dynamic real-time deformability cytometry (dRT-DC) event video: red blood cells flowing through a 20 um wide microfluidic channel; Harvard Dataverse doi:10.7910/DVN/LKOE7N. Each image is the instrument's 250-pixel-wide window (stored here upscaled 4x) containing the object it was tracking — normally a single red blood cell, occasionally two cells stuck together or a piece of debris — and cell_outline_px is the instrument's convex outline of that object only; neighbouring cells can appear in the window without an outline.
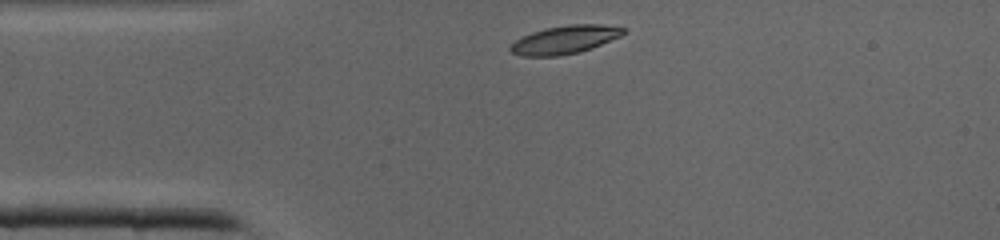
{"species": "common noctule bat (a hibernating species)", "species_latin": "Nyctalus noctula", "temperature_condition": "cold", "stored_images_in_passage": 27, "camera_frame_rate_fps": 3000, "um_per_image_px": 0.085, "animal": {"sex": "male", "body_mass_g": 19.0, "forearm_length_mm": 50.8}, "frame": {"image": 1, "passage_image": 1, "time_ms": 0.0, "image_size_px": [1000, 240], "cell_outline_px": [[628, 32], [620, 36], [592, 48], [580, 52], [560, 56], [524, 56], [512, 52], [508, 48], [516, 40], [532, 32], [544, 28], [568, 24], [600, 24], [628, 28]], "centroid_in_image_um": [48.06, 3.36], "position_along_channel_um": 36.9, "area_um2": 18.67}}
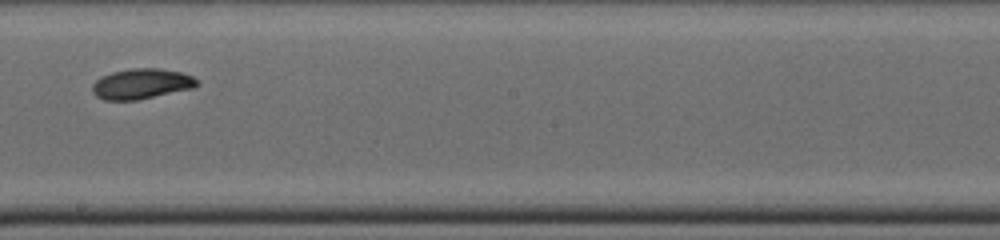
{"frame": {"image": 2, "passage_image": 15, "time_ms": 4.667, "image_size_px": [1000, 240], "cell_outline_px": [[200, 84], [192, 88], [136, 100], [104, 100], [96, 96], [92, 92], [92, 84], [100, 76], [112, 72], [132, 68], [160, 68], [180, 72], [192, 76]], "centroid_in_image_um": [11.98, 7.12], "position_along_channel_um": 236.2, "area_um2": 18.44}}
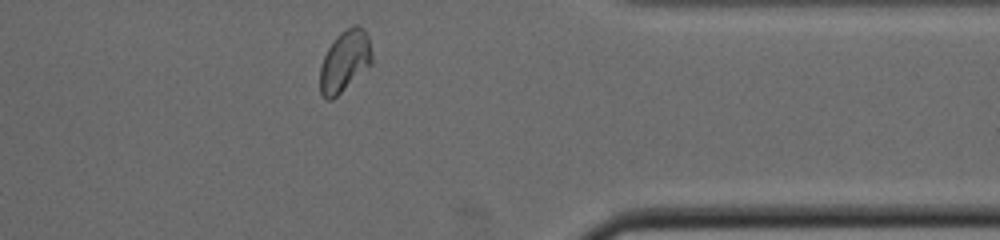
{"frame": {"image": 3, "passage_image": 25, "time_ms": 8.0, "image_size_px": [1000, 240], "cell_outline_px": [[372, 64], [332, 100], [324, 100], [320, 92], [320, 68], [324, 56], [328, 48], [336, 36], [344, 28], [352, 24], [356, 24], [364, 28], [368, 36], [372, 52]], "centroid_in_image_um": [29.31, 5.17], "position_along_channel_um": 382.1, "area_um2": 18.79}}